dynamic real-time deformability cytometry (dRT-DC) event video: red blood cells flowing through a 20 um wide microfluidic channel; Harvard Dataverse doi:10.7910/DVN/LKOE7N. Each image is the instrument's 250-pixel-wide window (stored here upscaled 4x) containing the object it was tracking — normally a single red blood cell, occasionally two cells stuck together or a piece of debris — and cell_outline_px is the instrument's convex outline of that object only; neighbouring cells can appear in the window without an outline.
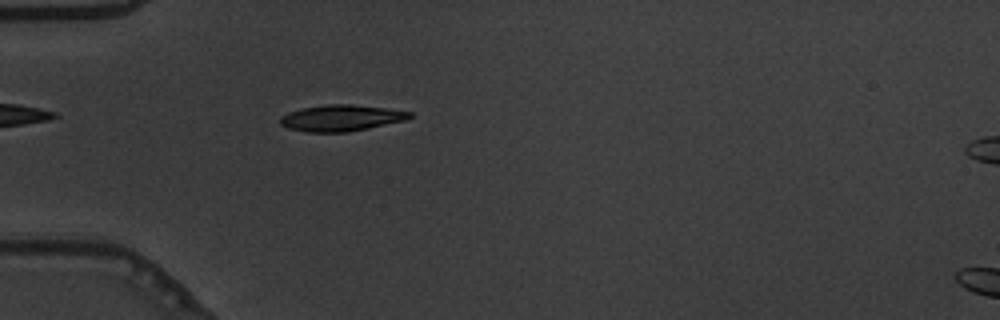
{"species": "common noctule bat (a hibernating species)", "species_latin": "Nyctalus noctula", "temperature_condition": "warm", "stored_images_in_passage": 39, "camera_frame_rate_fps": 3000, "um_per_image_px": 0.085, "animal": {"sex": "male", "body_mass_g": 19.5, "forearm_length_mm": 54.6}, "frame": {"image": 1, "passage_image": 1, "time_ms": 0.0, "image_size_px": [1000, 320], "cell_outline_px": [[412, 116], [404, 120], [368, 128], [348, 132], [308, 132], [288, 128], [280, 124], [280, 116], [288, 112], [304, 108], [328, 104], [352, 104], [384, 108], [412, 112]], "centroid_in_image_um": [28.97, 10.03], "position_along_channel_um": 56.0, "area_um2": 19.59}}
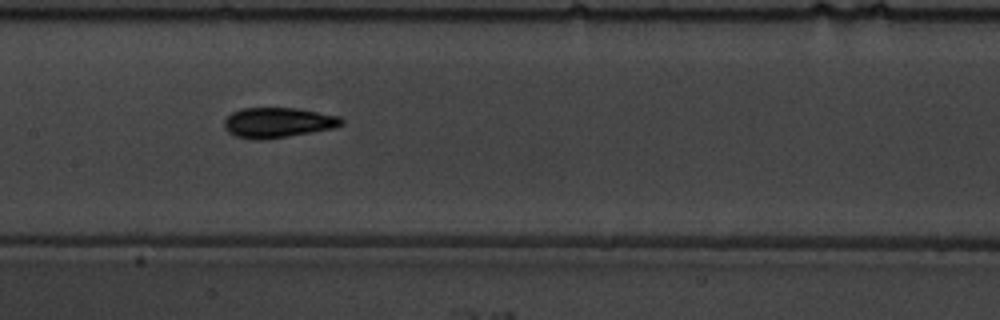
{"frame": {"image": 2, "passage_image": 12, "time_ms": 3.667, "image_size_px": [1000, 320], "cell_outline_px": [[344, 124], [332, 128], [312, 132], [264, 140], [252, 140], [236, 136], [228, 132], [224, 128], [224, 120], [232, 112], [240, 108], [296, 108], [340, 116], [344, 120]], "centroid_in_image_um": [23.6, 10.42], "position_along_channel_um": 183.8, "area_um2": 20.69}}
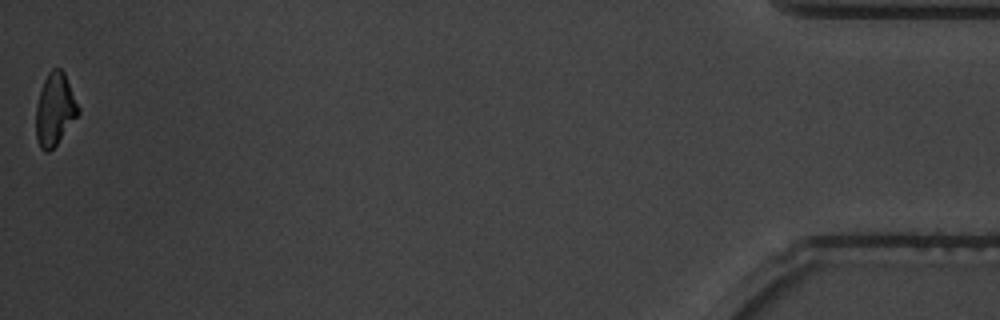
{"frame": {"image": 3, "passage_image": 39, "time_ms": 12.667, "image_size_px": [1000, 320], "cell_outline_px": [[80, 112], [56, 144], [48, 152], [44, 152], [40, 148], [36, 140], [36, 104], [44, 80], [48, 72], [52, 68], [60, 68], [64, 72], [80, 108]], "centroid_in_image_um": [4.65, 9.3], "position_along_channel_um": 430.5, "area_um2": 17.74}, "authors_computed_cell_mechanics": {"area_um2": 19.5942, "velocity_mm_per_s": 3.7317, "shape_relaxation_time_tau1_ms": 3.2785, "shape_relaxation_time_tau2_ms": 1.6719, "deformation_change_tau1": 0.1669, "deformation_change_tau2": 0.0735}}